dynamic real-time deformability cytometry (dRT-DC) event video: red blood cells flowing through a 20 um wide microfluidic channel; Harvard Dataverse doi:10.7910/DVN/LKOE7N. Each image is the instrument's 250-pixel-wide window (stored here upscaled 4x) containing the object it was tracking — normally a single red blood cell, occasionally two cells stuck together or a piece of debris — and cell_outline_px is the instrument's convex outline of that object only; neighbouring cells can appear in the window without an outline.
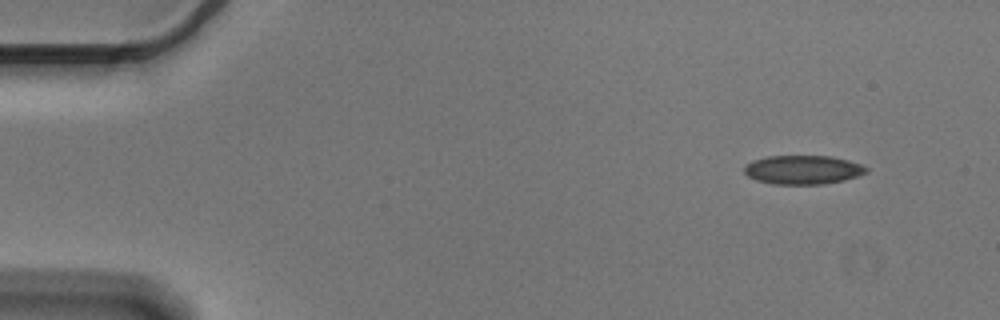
{"species": "Egyptian fruit bat (a non-hibernating species)", "species_latin": "Rousettus aegyptiacus", "temperature_condition": "cold", "stored_images_in_passage": 5, "segment_of_instrument_passage": [2, 2], "camera_frame_rate_fps": 3000, "um_per_image_px": 0.085, "animal": {"sex": "male"}, "frame": {"image": 1, "passage_image": 5, "time_ms": 1.333, "image_size_px": [1000, 320], "cell_outline_px": [[868, 172], [844, 180], [824, 184], [772, 184], [756, 180], [748, 176], [744, 172], [744, 164], [752, 160], [768, 156], [832, 156], [864, 164], [868, 168]], "centroid_in_image_um": [68.25, 14.42], "position_along_channel_um": 16.8, "area_um2": 20.75}}